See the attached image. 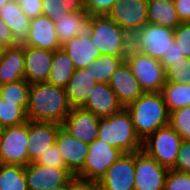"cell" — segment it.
<instances>
[{"instance_id": "3", "label": "cell", "mask_w": 190, "mask_h": 190, "mask_svg": "<svg viewBox=\"0 0 190 190\" xmlns=\"http://www.w3.org/2000/svg\"><path fill=\"white\" fill-rule=\"evenodd\" d=\"M97 134L98 139L124 153L142 150V141L135 132L131 116L126 108H122L109 117L100 118Z\"/></svg>"}, {"instance_id": "38", "label": "cell", "mask_w": 190, "mask_h": 190, "mask_svg": "<svg viewBox=\"0 0 190 190\" xmlns=\"http://www.w3.org/2000/svg\"><path fill=\"white\" fill-rule=\"evenodd\" d=\"M174 41L178 44L181 53L190 58V22L180 23L174 29Z\"/></svg>"}, {"instance_id": "26", "label": "cell", "mask_w": 190, "mask_h": 190, "mask_svg": "<svg viewBox=\"0 0 190 190\" xmlns=\"http://www.w3.org/2000/svg\"><path fill=\"white\" fill-rule=\"evenodd\" d=\"M148 23L175 29L181 22L174 1L148 0Z\"/></svg>"}, {"instance_id": "22", "label": "cell", "mask_w": 190, "mask_h": 190, "mask_svg": "<svg viewBox=\"0 0 190 190\" xmlns=\"http://www.w3.org/2000/svg\"><path fill=\"white\" fill-rule=\"evenodd\" d=\"M0 18L10 29L13 42L24 44L29 36L31 19L23 12L18 0H10L0 8Z\"/></svg>"}, {"instance_id": "2", "label": "cell", "mask_w": 190, "mask_h": 190, "mask_svg": "<svg viewBox=\"0 0 190 190\" xmlns=\"http://www.w3.org/2000/svg\"><path fill=\"white\" fill-rule=\"evenodd\" d=\"M125 108L141 141L157 129L169 125L170 113L160 92H144Z\"/></svg>"}, {"instance_id": "1", "label": "cell", "mask_w": 190, "mask_h": 190, "mask_svg": "<svg viewBox=\"0 0 190 190\" xmlns=\"http://www.w3.org/2000/svg\"><path fill=\"white\" fill-rule=\"evenodd\" d=\"M71 109L65 88L47 82L30 84L26 108L29 121L62 125Z\"/></svg>"}, {"instance_id": "31", "label": "cell", "mask_w": 190, "mask_h": 190, "mask_svg": "<svg viewBox=\"0 0 190 190\" xmlns=\"http://www.w3.org/2000/svg\"><path fill=\"white\" fill-rule=\"evenodd\" d=\"M0 190H28L25 167L0 164Z\"/></svg>"}, {"instance_id": "6", "label": "cell", "mask_w": 190, "mask_h": 190, "mask_svg": "<svg viewBox=\"0 0 190 190\" xmlns=\"http://www.w3.org/2000/svg\"><path fill=\"white\" fill-rule=\"evenodd\" d=\"M125 61L144 92H160L166 83V72L160 60L130 47Z\"/></svg>"}, {"instance_id": "48", "label": "cell", "mask_w": 190, "mask_h": 190, "mask_svg": "<svg viewBox=\"0 0 190 190\" xmlns=\"http://www.w3.org/2000/svg\"><path fill=\"white\" fill-rule=\"evenodd\" d=\"M8 1L10 0H0V8L4 7Z\"/></svg>"}, {"instance_id": "24", "label": "cell", "mask_w": 190, "mask_h": 190, "mask_svg": "<svg viewBox=\"0 0 190 190\" xmlns=\"http://www.w3.org/2000/svg\"><path fill=\"white\" fill-rule=\"evenodd\" d=\"M95 84L96 81L87 67L75 69L72 78L65 87V92L72 108L82 107L85 104Z\"/></svg>"}, {"instance_id": "13", "label": "cell", "mask_w": 190, "mask_h": 190, "mask_svg": "<svg viewBox=\"0 0 190 190\" xmlns=\"http://www.w3.org/2000/svg\"><path fill=\"white\" fill-rule=\"evenodd\" d=\"M28 190H49L67 184L74 175L67 168H55L31 162L25 166Z\"/></svg>"}, {"instance_id": "39", "label": "cell", "mask_w": 190, "mask_h": 190, "mask_svg": "<svg viewBox=\"0 0 190 190\" xmlns=\"http://www.w3.org/2000/svg\"><path fill=\"white\" fill-rule=\"evenodd\" d=\"M116 0H84V8L91 15H107Z\"/></svg>"}, {"instance_id": "18", "label": "cell", "mask_w": 190, "mask_h": 190, "mask_svg": "<svg viewBox=\"0 0 190 190\" xmlns=\"http://www.w3.org/2000/svg\"><path fill=\"white\" fill-rule=\"evenodd\" d=\"M24 46L56 51L62 48L55 30V22L48 16L39 15L30 20L29 36Z\"/></svg>"}, {"instance_id": "21", "label": "cell", "mask_w": 190, "mask_h": 190, "mask_svg": "<svg viewBox=\"0 0 190 190\" xmlns=\"http://www.w3.org/2000/svg\"><path fill=\"white\" fill-rule=\"evenodd\" d=\"M62 49L71 58L75 69L86 68L102 55L99 49L93 44L87 30L65 42L62 45Z\"/></svg>"}, {"instance_id": "27", "label": "cell", "mask_w": 190, "mask_h": 190, "mask_svg": "<svg viewBox=\"0 0 190 190\" xmlns=\"http://www.w3.org/2000/svg\"><path fill=\"white\" fill-rule=\"evenodd\" d=\"M75 72L69 55L61 48L53 52L49 84L65 88Z\"/></svg>"}, {"instance_id": "33", "label": "cell", "mask_w": 190, "mask_h": 190, "mask_svg": "<svg viewBox=\"0 0 190 190\" xmlns=\"http://www.w3.org/2000/svg\"><path fill=\"white\" fill-rule=\"evenodd\" d=\"M26 108L27 105H15V103L4 101L1 109L0 128L28 122Z\"/></svg>"}, {"instance_id": "35", "label": "cell", "mask_w": 190, "mask_h": 190, "mask_svg": "<svg viewBox=\"0 0 190 190\" xmlns=\"http://www.w3.org/2000/svg\"><path fill=\"white\" fill-rule=\"evenodd\" d=\"M169 125L183 140L190 142V106L171 111Z\"/></svg>"}, {"instance_id": "17", "label": "cell", "mask_w": 190, "mask_h": 190, "mask_svg": "<svg viewBox=\"0 0 190 190\" xmlns=\"http://www.w3.org/2000/svg\"><path fill=\"white\" fill-rule=\"evenodd\" d=\"M53 52L24 46L25 80L29 84L48 82Z\"/></svg>"}, {"instance_id": "16", "label": "cell", "mask_w": 190, "mask_h": 190, "mask_svg": "<svg viewBox=\"0 0 190 190\" xmlns=\"http://www.w3.org/2000/svg\"><path fill=\"white\" fill-rule=\"evenodd\" d=\"M55 143L63 157L66 168L75 176L84 166L88 154V143L76 139L62 126Z\"/></svg>"}, {"instance_id": "14", "label": "cell", "mask_w": 190, "mask_h": 190, "mask_svg": "<svg viewBox=\"0 0 190 190\" xmlns=\"http://www.w3.org/2000/svg\"><path fill=\"white\" fill-rule=\"evenodd\" d=\"M61 126L54 122L28 121L27 152L30 163L35 162L48 147L55 144Z\"/></svg>"}, {"instance_id": "44", "label": "cell", "mask_w": 190, "mask_h": 190, "mask_svg": "<svg viewBox=\"0 0 190 190\" xmlns=\"http://www.w3.org/2000/svg\"><path fill=\"white\" fill-rule=\"evenodd\" d=\"M0 41L6 44L8 47L15 46L16 44L12 40V33L8 26L0 18Z\"/></svg>"}, {"instance_id": "23", "label": "cell", "mask_w": 190, "mask_h": 190, "mask_svg": "<svg viewBox=\"0 0 190 190\" xmlns=\"http://www.w3.org/2000/svg\"><path fill=\"white\" fill-rule=\"evenodd\" d=\"M25 79L24 45L8 47L0 59V85Z\"/></svg>"}, {"instance_id": "41", "label": "cell", "mask_w": 190, "mask_h": 190, "mask_svg": "<svg viewBox=\"0 0 190 190\" xmlns=\"http://www.w3.org/2000/svg\"><path fill=\"white\" fill-rule=\"evenodd\" d=\"M23 12L30 18L34 19L42 15L41 0H18Z\"/></svg>"}, {"instance_id": "25", "label": "cell", "mask_w": 190, "mask_h": 190, "mask_svg": "<svg viewBox=\"0 0 190 190\" xmlns=\"http://www.w3.org/2000/svg\"><path fill=\"white\" fill-rule=\"evenodd\" d=\"M89 16L87 11L70 12L66 17L59 18V21L55 22V30L61 46L87 30Z\"/></svg>"}, {"instance_id": "45", "label": "cell", "mask_w": 190, "mask_h": 190, "mask_svg": "<svg viewBox=\"0 0 190 190\" xmlns=\"http://www.w3.org/2000/svg\"><path fill=\"white\" fill-rule=\"evenodd\" d=\"M80 181L74 176L67 184L56 186L49 190H73V188L79 183Z\"/></svg>"}, {"instance_id": "40", "label": "cell", "mask_w": 190, "mask_h": 190, "mask_svg": "<svg viewBox=\"0 0 190 190\" xmlns=\"http://www.w3.org/2000/svg\"><path fill=\"white\" fill-rule=\"evenodd\" d=\"M177 171L190 173V142L182 141L174 168Z\"/></svg>"}, {"instance_id": "32", "label": "cell", "mask_w": 190, "mask_h": 190, "mask_svg": "<svg viewBox=\"0 0 190 190\" xmlns=\"http://www.w3.org/2000/svg\"><path fill=\"white\" fill-rule=\"evenodd\" d=\"M30 84L24 79L17 82L0 85L3 101L15 105H28Z\"/></svg>"}, {"instance_id": "8", "label": "cell", "mask_w": 190, "mask_h": 190, "mask_svg": "<svg viewBox=\"0 0 190 190\" xmlns=\"http://www.w3.org/2000/svg\"><path fill=\"white\" fill-rule=\"evenodd\" d=\"M173 41L174 29L148 23L131 36V47L161 61Z\"/></svg>"}, {"instance_id": "29", "label": "cell", "mask_w": 190, "mask_h": 190, "mask_svg": "<svg viewBox=\"0 0 190 190\" xmlns=\"http://www.w3.org/2000/svg\"><path fill=\"white\" fill-rule=\"evenodd\" d=\"M169 113L190 106V84L166 82L160 91Z\"/></svg>"}, {"instance_id": "5", "label": "cell", "mask_w": 190, "mask_h": 190, "mask_svg": "<svg viewBox=\"0 0 190 190\" xmlns=\"http://www.w3.org/2000/svg\"><path fill=\"white\" fill-rule=\"evenodd\" d=\"M124 152L96 138L88 144V154L82 169L75 177L84 183H97L109 167L116 162Z\"/></svg>"}, {"instance_id": "11", "label": "cell", "mask_w": 190, "mask_h": 190, "mask_svg": "<svg viewBox=\"0 0 190 190\" xmlns=\"http://www.w3.org/2000/svg\"><path fill=\"white\" fill-rule=\"evenodd\" d=\"M168 171L143 150L135 152L134 190H164Z\"/></svg>"}, {"instance_id": "46", "label": "cell", "mask_w": 190, "mask_h": 190, "mask_svg": "<svg viewBox=\"0 0 190 190\" xmlns=\"http://www.w3.org/2000/svg\"><path fill=\"white\" fill-rule=\"evenodd\" d=\"M73 190H99L95 183L79 182Z\"/></svg>"}, {"instance_id": "30", "label": "cell", "mask_w": 190, "mask_h": 190, "mask_svg": "<svg viewBox=\"0 0 190 190\" xmlns=\"http://www.w3.org/2000/svg\"><path fill=\"white\" fill-rule=\"evenodd\" d=\"M41 4L42 15L50 17L54 22L70 12L86 11L84 0H41Z\"/></svg>"}, {"instance_id": "9", "label": "cell", "mask_w": 190, "mask_h": 190, "mask_svg": "<svg viewBox=\"0 0 190 190\" xmlns=\"http://www.w3.org/2000/svg\"><path fill=\"white\" fill-rule=\"evenodd\" d=\"M28 122L0 130V164L27 166Z\"/></svg>"}, {"instance_id": "4", "label": "cell", "mask_w": 190, "mask_h": 190, "mask_svg": "<svg viewBox=\"0 0 190 190\" xmlns=\"http://www.w3.org/2000/svg\"><path fill=\"white\" fill-rule=\"evenodd\" d=\"M87 31L101 54L126 56L131 47V36L107 15H91Z\"/></svg>"}, {"instance_id": "12", "label": "cell", "mask_w": 190, "mask_h": 190, "mask_svg": "<svg viewBox=\"0 0 190 190\" xmlns=\"http://www.w3.org/2000/svg\"><path fill=\"white\" fill-rule=\"evenodd\" d=\"M135 153H124L96 183L99 190H134Z\"/></svg>"}, {"instance_id": "7", "label": "cell", "mask_w": 190, "mask_h": 190, "mask_svg": "<svg viewBox=\"0 0 190 190\" xmlns=\"http://www.w3.org/2000/svg\"><path fill=\"white\" fill-rule=\"evenodd\" d=\"M182 137L170 126L157 129L142 141V150L163 167L173 169L182 144Z\"/></svg>"}, {"instance_id": "20", "label": "cell", "mask_w": 190, "mask_h": 190, "mask_svg": "<svg viewBox=\"0 0 190 190\" xmlns=\"http://www.w3.org/2000/svg\"><path fill=\"white\" fill-rule=\"evenodd\" d=\"M82 108L91 111L99 118H106L119 112L123 106L109 84L96 83Z\"/></svg>"}, {"instance_id": "37", "label": "cell", "mask_w": 190, "mask_h": 190, "mask_svg": "<svg viewBox=\"0 0 190 190\" xmlns=\"http://www.w3.org/2000/svg\"><path fill=\"white\" fill-rule=\"evenodd\" d=\"M35 163L48 167L66 168L65 162L56 143L48 147V150L43 152V154L37 158Z\"/></svg>"}, {"instance_id": "28", "label": "cell", "mask_w": 190, "mask_h": 190, "mask_svg": "<svg viewBox=\"0 0 190 190\" xmlns=\"http://www.w3.org/2000/svg\"><path fill=\"white\" fill-rule=\"evenodd\" d=\"M126 56L102 54L87 66L96 83L109 84L111 76L125 61Z\"/></svg>"}, {"instance_id": "19", "label": "cell", "mask_w": 190, "mask_h": 190, "mask_svg": "<svg viewBox=\"0 0 190 190\" xmlns=\"http://www.w3.org/2000/svg\"><path fill=\"white\" fill-rule=\"evenodd\" d=\"M109 86L123 108L136 101L144 93L126 61L111 76Z\"/></svg>"}, {"instance_id": "43", "label": "cell", "mask_w": 190, "mask_h": 190, "mask_svg": "<svg viewBox=\"0 0 190 190\" xmlns=\"http://www.w3.org/2000/svg\"><path fill=\"white\" fill-rule=\"evenodd\" d=\"M181 23L190 22V0H173Z\"/></svg>"}, {"instance_id": "10", "label": "cell", "mask_w": 190, "mask_h": 190, "mask_svg": "<svg viewBox=\"0 0 190 190\" xmlns=\"http://www.w3.org/2000/svg\"><path fill=\"white\" fill-rule=\"evenodd\" d=\"M148 0H116L107 16L130 36L148 24Z\"/></svg>"}, {"instance_id": "42", "label": "cell", "mask_w": 190, "mask_h": 190, "mask_svg": "<svg viewBox=\"0 0 190 190\" xmlns=\"http://www.w3.org/2000/svg\"><path fill=\"white\" fill-rule=\"evenodd\" d=\"M183 57H185L184 53H181L178 44L173 41L170 45L167 55L161 60V63L166 70L170 66V61H178Z\"/></svg>"}, {"instance_id": "34", "label": "cell", "mask_w": 190, "mask_h": 190, "mask_svg": "<svg viewBox=\"0 0 190 190\" xmlns=\"http://www.w3.org/2000/svg\"><path fill=\"white\" fill-rule=\"evenodd\" d=\"M166 82L190 84V58L183 57L178 61H170V66L165 70Z\"/></svg>"}, {"instance_id": "49", "label": "cell", "mask_w": 190, "mask_h": 190, "mask_svg": "<svg viewBox=\"0 0 190 190\" xmlns=\"http://www.w3.org/2000/svg\"><path fill=\"white\" fill-rule=\"evenodd\" d=\"M4 103L2 96L0 94V117H1V109H2V104Z\"/></svg>"}, {"instance_id": "47", "label": "cell", "mask_w": 190, "mask_h": 190, "mask_svg": "<svg viewBox=\"0 0 190 190\" xmlns=\"http://www.w3.org/2000/svg\"><path fill=\"white\" fill-rule=\"evenodd\" d=\"M7 48H8V46L0 41V59L5 54V51Z\"/></svg>"}, {"instance_id": "36", "label": "cell", "mask_w": 190, "mask_h": 190, "mask_svg": "<svg viewBox=\"0 0 190 190\" xmlns=\"http://www.w3.org/2000/svg\"><path fill=\"white\" fill-rule=\"evenodd\" d=\"M164 190H190V173L169 169Z\"/></svg>"}, {"instance_id": "15", "label": "cell", "mask_w": 190, "mask_h": 190, "mask_svg": "<svg viewBox=\"0 0 190 190\" xmlns=\"http://www.w3.org/2000/svg\"><path fill=\"white\" fill-rule=\"evenodd\" d=\"M99 117L82 107L72 108L62 127L76 139L91 143L98 138Z\"/></svg>"}]
</instances>
